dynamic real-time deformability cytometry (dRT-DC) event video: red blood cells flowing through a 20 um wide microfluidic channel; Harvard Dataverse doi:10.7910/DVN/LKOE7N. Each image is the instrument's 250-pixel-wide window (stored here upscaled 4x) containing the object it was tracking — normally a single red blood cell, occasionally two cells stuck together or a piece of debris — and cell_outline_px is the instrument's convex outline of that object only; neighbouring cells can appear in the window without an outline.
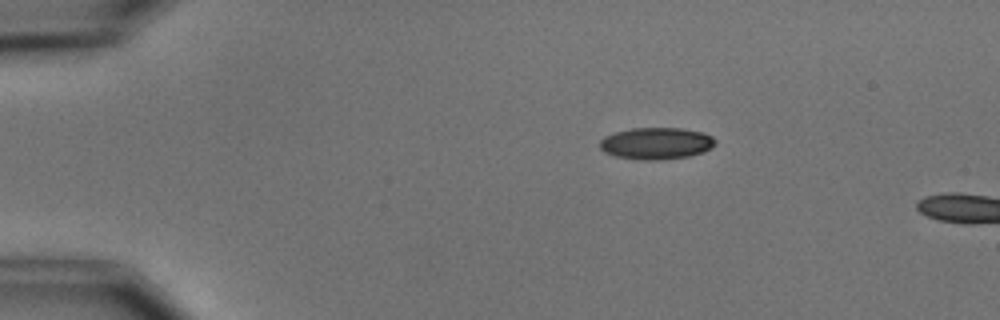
{"species": "common noctule bat (a hibernating species)", "species_latin": "Nyctalus noctula", "temperature_condition": "cold", "stored_images_in_passage": 2, "camera_frame_rate_fps": 3000, "um_per_image_px": 0.085, "animal": {"sex": "male", "body_mass_g": 15.6}, "frame": {"image": 1, "passage_image": 1, "time_ms": 0.0, "image_size_px": [1000, 320], "cell_outline_px": [[716, 144], [712, 148], [704, 152], [688, 156], [660, 160], [644, 160], [616, 156], [604, 152], [600, 148], [600, 140], [604, 136], [616, 132], [632, 128], [680, 128], [704, 132], [712, 136], [716, 140]], "centroid_in_image_um": [55.81, 12.18], "position_along_channel_um": 29.2, "area_um2": 21.5}}